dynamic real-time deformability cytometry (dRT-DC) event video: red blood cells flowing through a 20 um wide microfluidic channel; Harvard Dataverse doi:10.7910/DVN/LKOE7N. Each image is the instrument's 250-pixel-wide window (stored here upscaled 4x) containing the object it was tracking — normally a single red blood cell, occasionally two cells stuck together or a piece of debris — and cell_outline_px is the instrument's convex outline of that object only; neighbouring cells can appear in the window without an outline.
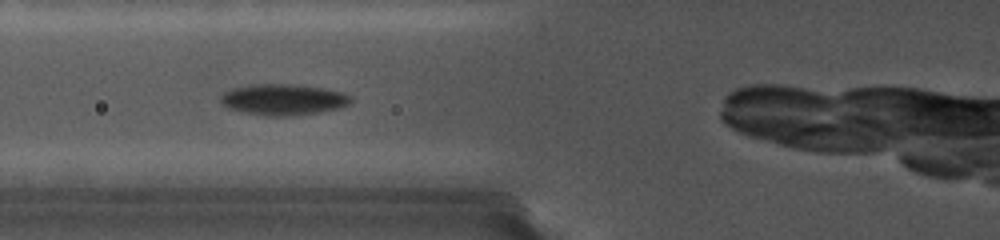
{"species": "common noctule bat (a hibernating species)", "species_latin": "Nyctalus noctula", "temperature_condition": "cold", "stored_images_in_passage": 29, "camera_frame_rate_fps": 5000, "um_per_image_px": 0.085, "animal": {"sex": "female", "body_mass_g": 19.0, "forearm_length_mm": 56.7}, "frame": {"image": 1, "passage_image": 4, "time_ms": 2.0, "image_size_px": [1000, 240], "cell_outline_px": [[352, 100], [348, 104], [340, 108], [320, 112], [296, 116], [268, 116], [240, 112], [228, 108], [220, 100], [224, 92], [236, 88], [260, 84], [280, 84], [320, 88], [340, 92], [348, 96]], "centroid_in_image_um": [24.06, 8.5], "position_along_channel_um": 101.7, "area_um2": 23.06}}
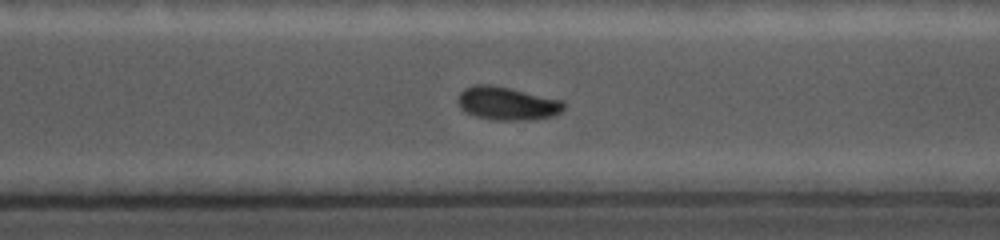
{"frame": {"image": 2, "passage_image": 20, "time_ms": 8.0, "image_size_px": [1000, 240], "cell_outline_px": [[564, 108], [560, 112], [552, 116], [532, 120], [492, 120], [476, 116], [464, 112], [460, 108], [460, 92], [464, 88], [476, 84], [488, 84], [508, 88], [564, 100]], "centroid_in_image_um": [43.12, 8.8], "position_along_channel_um": 327.5, "area_um2": 20.4}}
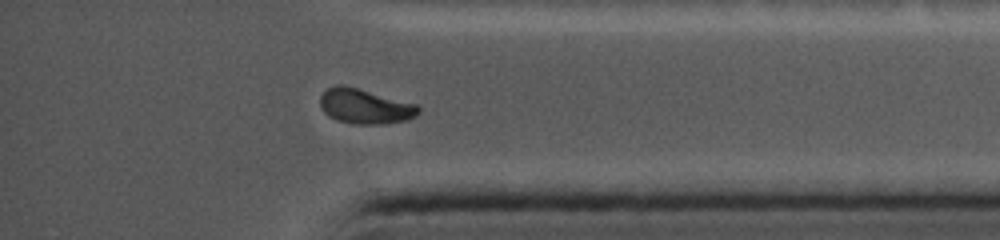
{"frame": {"image": 3, "passage_image": 26, "time_ms": 10.0, "image_size_px": [1000, 240], "cell_outline_px": [[420, 112], [416, 116], [408, 120], [384, 124], [352, 124], [336, 120], [328, 116], [324, 112], [320, 104], [320, 96], [328, 88], [336, 84], [340, 84], [356, 88], [416, 104], [420, 108]], "centroid_in_image_um": [31.02, 9.06], "position_along_channel_um": 404.2, "area_um2": 19.94}}